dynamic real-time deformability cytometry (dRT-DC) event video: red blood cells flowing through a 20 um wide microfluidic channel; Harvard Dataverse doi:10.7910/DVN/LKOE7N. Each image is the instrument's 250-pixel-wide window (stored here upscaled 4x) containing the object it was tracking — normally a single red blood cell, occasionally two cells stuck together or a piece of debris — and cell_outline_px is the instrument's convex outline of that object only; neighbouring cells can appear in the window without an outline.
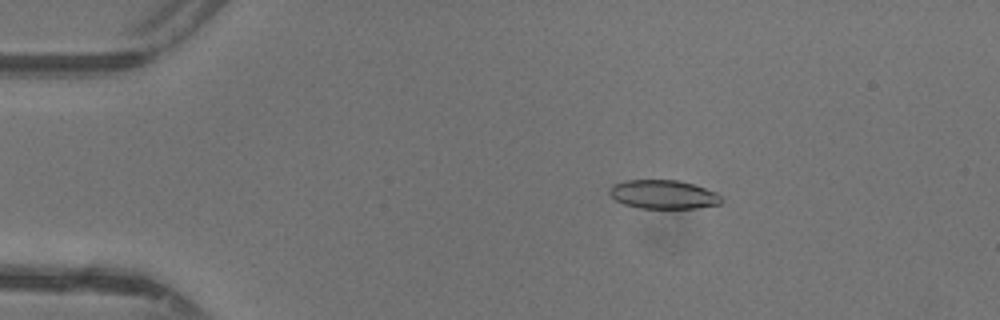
{"species": "common noctule bat (a hibernating species)", "species_latin": "Nyctalus noctula", "temperature_condition": "warm", "stored_images_in_passage": 47, "camera_frame_rate_fps": 3000, "um_per_image_px": 0.085, "animal": {"sex": "female"}, "frame": {"image": 1, "passage_image": 8, "time_ms": 2.333, "image_size_px": [1000, 320], "cell_outline_px": [[724, 200], [720, 204], [696, 208], [640, 208], [624, 204], [616, 200], [608, 192], [608, 188], [612, 184], [624, 180], [680, 180], [696, 184], [716, 192]], "centroid_in_image_um": [56.39, 16.51], "position_along_channel_um": 28.6, "area_um2": 19.02}}
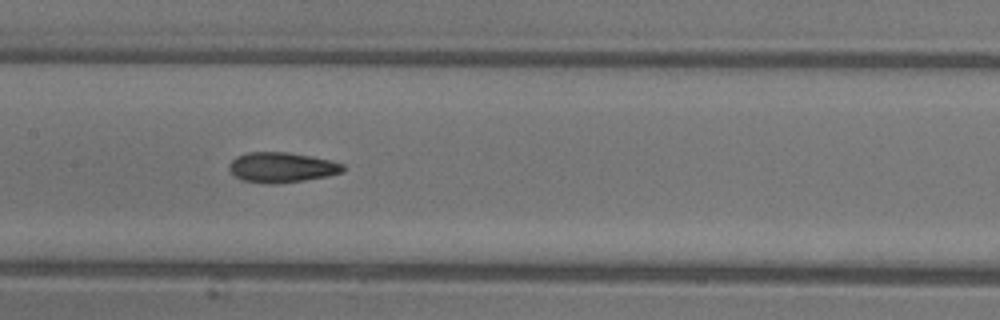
{"frame": {"image": 2, "passage_image": 23, "time_ms": 7.333, "image_size_px": [1000, 320], "cell_outline_px": [[344, 172], [328, 176], [304, 180], [276, 184], [268, 184], [244, 180], [236, 176], [228, 168], [228, 164], [236, 156], [248, 152], [288, 152], [312, 156], [332, 160], [344, 164]], "centroid_in_image_um": [23.97, 14.22], "position_along_channel_um": 183.4, "area_um2": 20.11}}
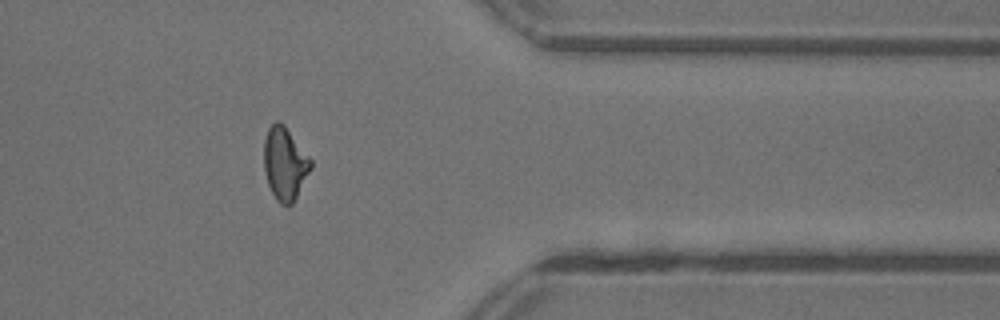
{"frame": {"image": 3, "passage_image": 38, "time_ms": 12.333, "image_size_px": [1000, 320], "cell_outline_px": [[312, 168], [292, 204], [280, 204], [276, 200], [268, 184], [264, 172], [264, 140], [268, 128], [276, 120], [280, 120], [284, 124], [312, 160]], "centroid_in_image_um": [24.21, 13.88], "position_along_channel_um": 387.2, "area_um2": 19.88}, "authors_computed_cell_mechanics": {"area_um2": 19.652, "velocity_mm_per_s": 4.3998, "shape_relaxation_time_tau1_ms": 5.8828, "shape_relaxation_time_tau2_ms": 2.1803, "deformation_change_tau1": 0.2185, "deformation_change_tau2": 0.1022}}